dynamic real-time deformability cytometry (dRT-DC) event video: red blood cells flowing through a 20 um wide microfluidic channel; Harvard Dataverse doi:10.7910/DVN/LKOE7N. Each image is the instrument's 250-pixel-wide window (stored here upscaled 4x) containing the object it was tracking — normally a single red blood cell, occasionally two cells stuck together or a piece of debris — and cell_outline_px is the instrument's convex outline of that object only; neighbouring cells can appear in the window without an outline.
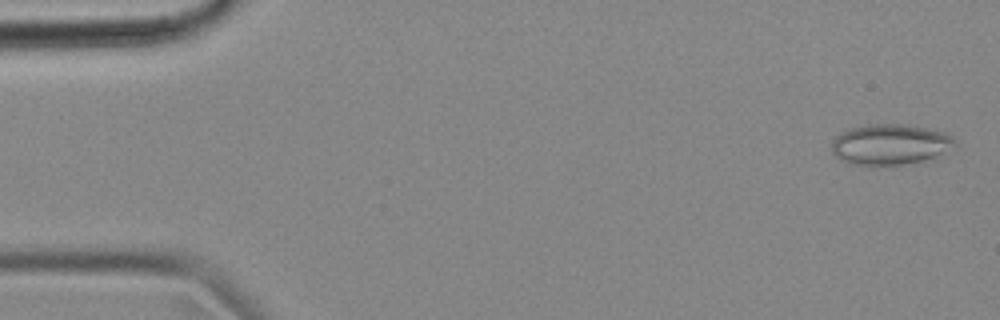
{"species": "common noctule bat (a hibernating species)", "species_latin": "Nyctalus noctula", "temperature_condition": "cold", "stored_images_in_passage": 55, "camera_frame_rate_fps": 3000, "um_per_image_px": 0.085, "animal": {"sex": "female", "body_mass_g": 18.4}, "frame": {"image": 1, "passage_image": 2, "time_ms": 0.333, "image_size_px": [1000, 320], "cell_outline_px": [[956, 144], [936, 160], [876, 168], [868, 168], [848, 164], [840, 160], [832, 152], [832, 140], [836, 136], [848, 128], [864, 124], [904, 124], [944, 132], [952, 136]], "centroid_in_image_um": [75.64, 12.34], "position_along_channel_um": 9.4, "area_um2": 30.52}}
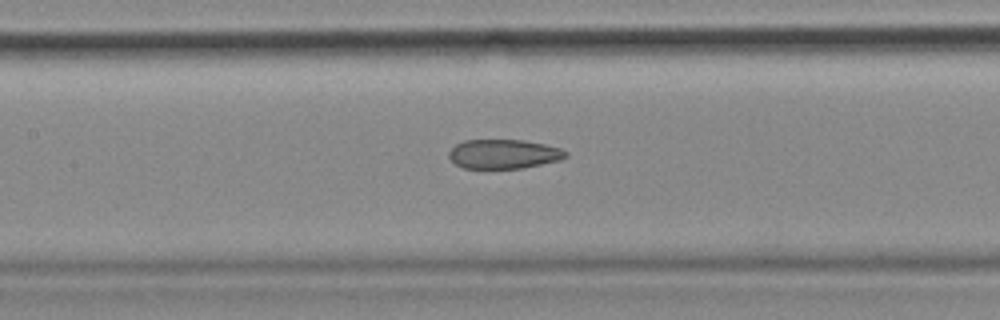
{"frame": {"image": 2, "passage_image": 25, "time_ms": 8.0, "image_size_px": [1000, 320], "cell_outline_px": [[568, 156], [560, 160], [520, 168], [464, 168], [456, 164], [448, 156], [448, 152], [456, 144], [464, 140], [524, 140], [544, 144], [560, 148], [568, 152]], "centroid_in_image_um": [42.81, 13.08], "position_along_channel_um": 164.6, "area_um2": 19.83}}
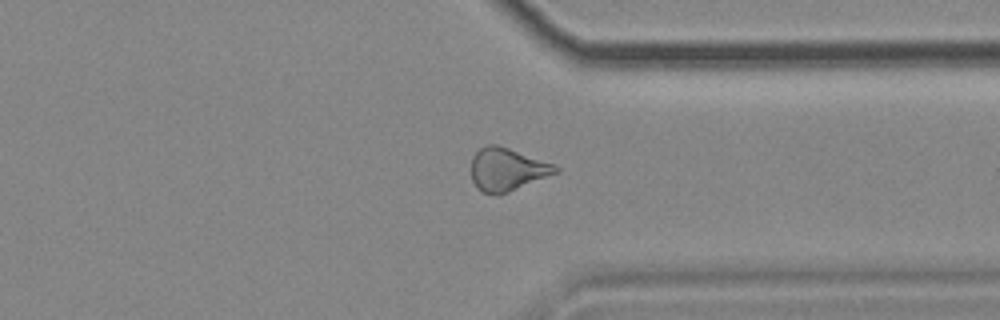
{"frame": {"image": 3, "passage_image": 42, "time_ms": 13.667, "image_size_px": [1000, 320], "cell_outline_px": [[560, 172], [508, 192], [480, 192], [476, 188], [472, 180], [472, 156], [480, 148], [488, 144], [496, 144], [556, 164], [560, 168]], "centroid_in_image_um": [43.13, 14.38], "position_along_channel_um": 368.3, "area_um2": 20.92}, "authors_computed_cell_mechanics": {"area_um2": 22.0796, "velocity_mm_per_s": 3.6172, "shape_relaxation_time_tau1_ms": null, "shape_relaxation_time_tau2_ms": 2.5894, "deformation_change_tau1": null, "deformation_change_tau2": 0.0975}}